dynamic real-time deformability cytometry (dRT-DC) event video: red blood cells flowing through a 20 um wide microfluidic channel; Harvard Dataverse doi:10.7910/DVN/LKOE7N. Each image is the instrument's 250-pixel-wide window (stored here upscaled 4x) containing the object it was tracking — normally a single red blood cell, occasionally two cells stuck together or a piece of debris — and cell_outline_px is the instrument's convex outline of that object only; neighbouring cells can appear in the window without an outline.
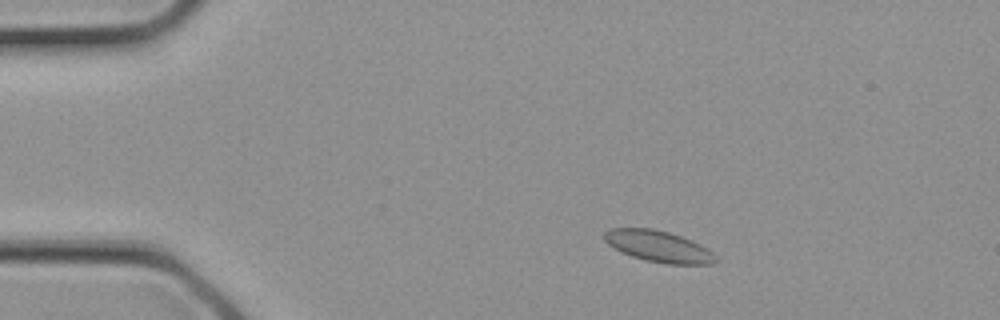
{"species": "common noctule bat (a hibernating species)", "species_latin": "Nyctalus noctula", "temperature_condition": "cold", "stored_images_in_passage": 10, "camera_frame_rate_fps": 3000, "um_per_image_px": 0.085, "animal": {"sex": "female", "body_mass_g": 21.9}, "frame": {"image": 1, "passage_image": 1, "time_ms": 0.0, "image_size_px": [1000, 320], "cell_outline_px": [[720, 260], [712, 264], [668, 264], [644, 260], [620, 252], [608, 244], [604, 240], [604, 232], [608, 228], [652, 228], [668, 232], [692, 240], [708, 248]], "centroid_in_image_um": [55.98, 20.94], "position_along_channel_um": 29.0, "area_um2": 20.52}}
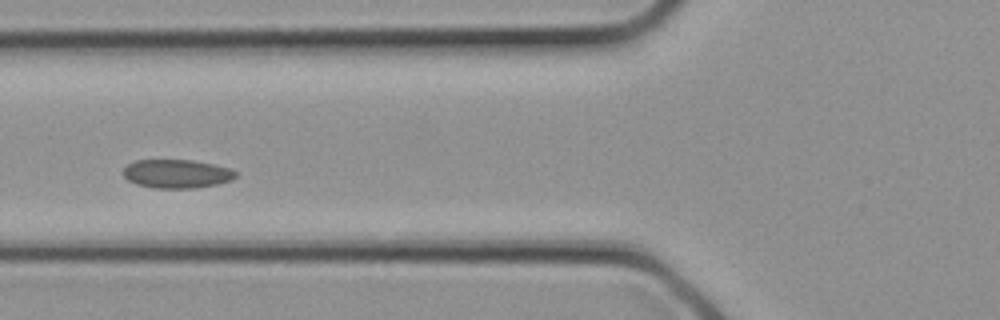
{"frame": {"image": 2, "passage_image": 7, "time_ms": 2.0, "image_size_px": [1000, 320], "cell_outline_px": [[236, 176], [232, 180], [216, 184], [196, 188], [156, 188], [136, 184], [128, 180], [124, 176], [124, 168], [128, 164], [136, 160], [192, 160], [232, 168], [236, 172]], "centroid_in_image_um": [15.04, 14.77], "position_along_channel_um": 110.8, "area_um2": 18.73}}
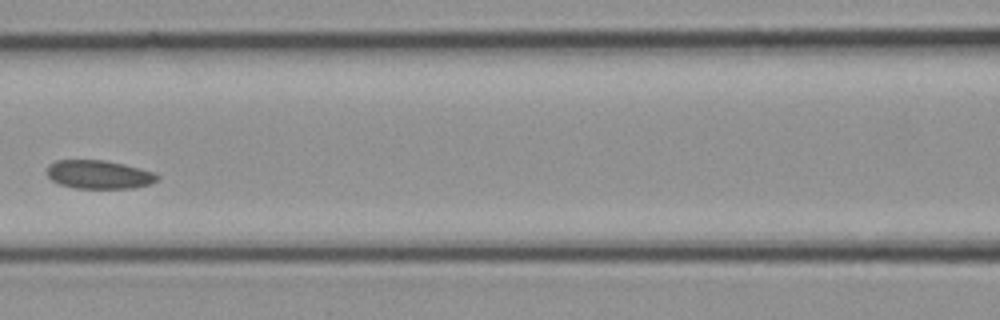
{"frame": {"image": 3, "passage_image": 9, "time_ms": 2.667, "image_size_px": [1000, 320], "cell_outline_px": [[160, 180], [152, 184], [132, 188], [76, 188], [60, 184], [52, 180], [48, 176], [48, 164], [56, 160], [104, 160], [124, 164], [156, 172], [160, 176]], "centroid_in_image_um": [8.47, 14.83], "position_along_channel_um": 158.1, "area_um2": 18.5}}